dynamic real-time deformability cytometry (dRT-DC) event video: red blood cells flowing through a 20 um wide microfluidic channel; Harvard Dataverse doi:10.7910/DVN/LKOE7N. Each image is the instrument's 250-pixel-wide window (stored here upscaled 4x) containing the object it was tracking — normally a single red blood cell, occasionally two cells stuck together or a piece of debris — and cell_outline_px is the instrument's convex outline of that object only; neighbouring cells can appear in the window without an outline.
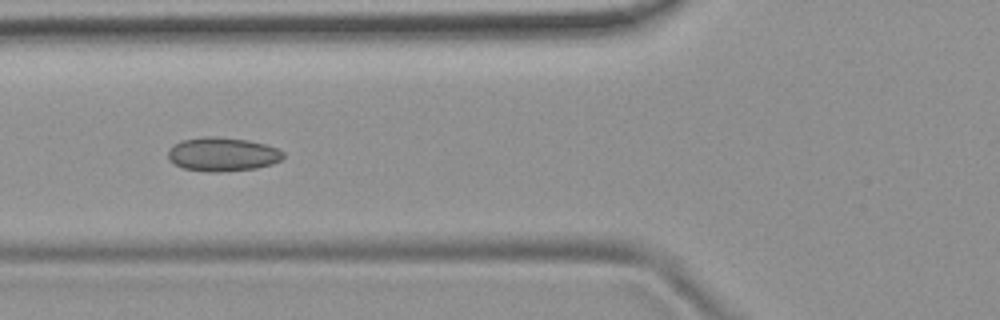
{"species": "common noctule bat (a hibernating species)", "species_latin": "Nyctalus noctula", "temperature_condition": "room temperature", "stored_images_in_passage": 8, "camera_frame_rate_fps": 3000, "um_per_image_px": 0.085, "animal": {"sex": "female", "body_mass_g": 19.9}, "frame": {"image": 1, "passage_image": 7, "time_ms": 2.0, "image_size_px": [1000, 320], "cell_outline_px": [[284, 156], [280, 160], [272, 164], [256, 168], [220, 172], [208, 172], [184, 168], [168, 160], [168, 148], [172, 144], [180, 140], [204, 136], [212, 136], [248, 140], [264, 144], [276, 148], [284, 152]], "centroid_in_image_um": [18.87, 13.11], "position_along_channel_um": 106.9, "area_um2": 22.83}}
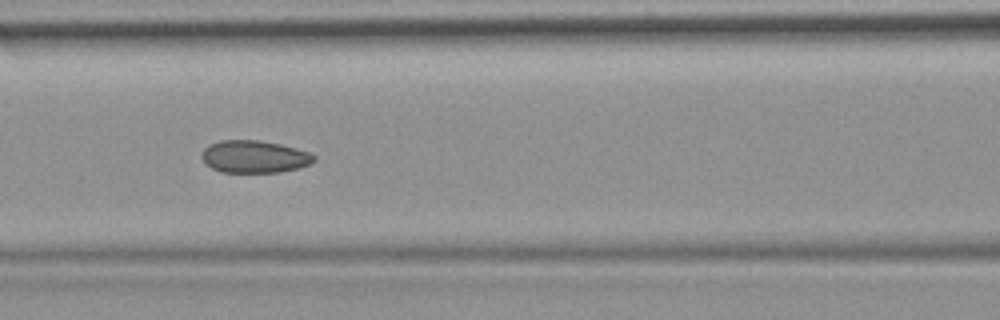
{"frame": {"image": 2, "passage_image": 8, "time_ms": 2.333, "image_size_px": [1000, 320], "cell_outline_px": [[316, 160], [312, 164], [300, 168], [280, 172], [220, 172], [212, 168], [200, 156], [204, 148], [208, 144], [220, 140], [260, 140], [280, 144], [296, 148], [308, 152], [316, 156]], "centroid_in_image_um": [21.64, 13.31], "position_along_channel_um": 145.0, "area_um2": 21.39}}